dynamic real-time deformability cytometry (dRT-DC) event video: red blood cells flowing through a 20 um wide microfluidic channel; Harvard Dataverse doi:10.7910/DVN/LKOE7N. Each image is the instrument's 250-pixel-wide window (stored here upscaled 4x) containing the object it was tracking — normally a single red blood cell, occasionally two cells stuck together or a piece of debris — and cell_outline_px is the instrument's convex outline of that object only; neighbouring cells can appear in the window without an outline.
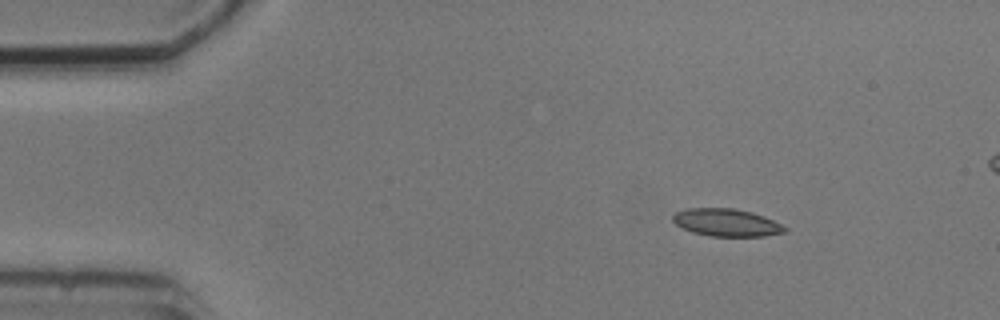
{"species": "common noctule bat (a hibernating species)", "species_latin": "Nyctalus noctula", "temperature_condition": "cold", "stored_images_in_passage": 5, "camera_frame_rate_fps": 3000, "um_per_image_px": 0.085, "animal": {"sex": "male", "body_mass_g": 20.5, "forearm_length_mm": 52.5}, "frame": {"image": 1, "passage_image": 2, "time_ms": 1.333, "image_size_px": [1000, 320], "cell_outline_px": [[788, 232], [764, 236], [708, 236], [692, 232], [676, 224], [672, 220], [672, 216], [676, 212], [688, 208], [732, 208], [752, 212], [764, 216], [788, 228]], "centroid_in_image_um": [61.77, 18.92], "position_along_channel_um": 23.2, "area_um2": 17.98}}